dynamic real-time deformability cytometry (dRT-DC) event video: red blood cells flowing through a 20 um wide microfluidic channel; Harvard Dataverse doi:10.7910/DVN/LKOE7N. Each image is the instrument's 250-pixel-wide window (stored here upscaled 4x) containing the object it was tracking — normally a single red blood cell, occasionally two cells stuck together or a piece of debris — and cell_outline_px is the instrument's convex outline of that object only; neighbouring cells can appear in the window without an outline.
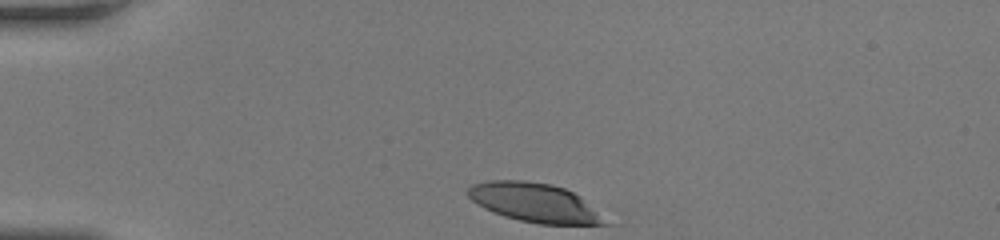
{"species": "human", "species_latin": "Homo sapiens", "temperature_condition": "room temperature", "stored_images_in_passage": 31, "camera_frame_rate_fps": 3000, "um_per_image_px": 0.085, "donor": {"sex": "female"}, "frame": {"image": 1, "passage_image": 1, "time_ms": 0.0, "image_size_px": [1000, 240], "cell_outline_px": [[616, 224], [540, 224], [520, 220], [504, 216], [492, 212], [484, 208], [472, 200], [468, 196], [468, 188], [472, 184], [488, 180], [524, 180], [552, 184], [564, 188], [580, 196]], "centroid_in_image_um": [45.5, 17.23], "position_along_channel_um": 39.5, "area_um2": 31.39}}
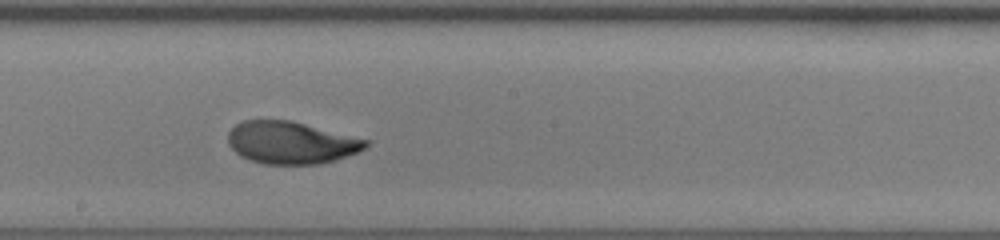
{"frame": {"image": 2, "passage_image": 18, "time_ms": 5.667, "image_size_px": [1000, 240], "cell_outline_px": [[368, 144], [364, 148], [356, 152], [336, 160], [320, 164], [264, 164], [240, 156], [228, 144], [228, 132], [236, 124], [244, 120], [292, 120], [368, 140]], "centroid_in_image_um": [24.71, 12.12], "position_along_channel_um": 223.5, "area_um2": 33.81}}
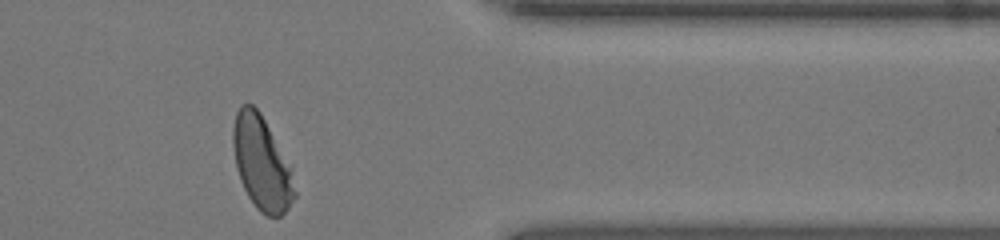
{"frame": {"image": 3, "passage_image": 31, "time_ms": 10.0, "image_size_px": [1000, 240], "cell_outline_px": [[296, 196], [288, 208], [280, 216], [268, 216], [260, 212], [256, 208], [248, 196], [240, 180], [236, 168], [232, 144], [232, 128], [236, 112], [240, 104], [252, 104], [260, 112], [292, 168], [296, 192]], "centroid_in_image_um": [22.23, 13.86], "position_along_channel_um": 389.2, "area_um2": 33.76}, "authors_computed_cell_mechanics": {"area_um2": 34.1598, "velocity_mm_per_s": 4.1267, "shape_relaxation_time_tau1_ms": 4.1515, "shape_relaxation_time_tau2_ms": 0.8642, "deformation_change_tau1": 0.2048, "deformation_change_tau2": 0.0545}}